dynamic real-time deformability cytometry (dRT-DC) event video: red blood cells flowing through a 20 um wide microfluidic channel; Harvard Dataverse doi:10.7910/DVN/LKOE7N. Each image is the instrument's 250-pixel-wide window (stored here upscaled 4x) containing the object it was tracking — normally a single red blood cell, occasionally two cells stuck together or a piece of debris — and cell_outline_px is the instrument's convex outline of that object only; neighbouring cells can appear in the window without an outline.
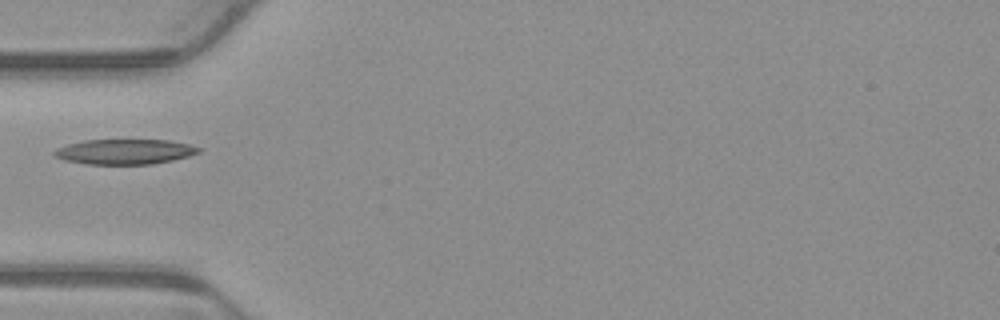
{"species": "common noctule bat (a hibernating species)", "species_latin": "Nyctalus noctula", "temperature_condition": "warm", "stored_images_in_passage": 1, "camera_frame_rate_fps": 3000, "um_per_image_px": 0.085, "animal": {"sex": "male", "body_mass_g": 23.1, "forearm_length_mm": 52.7}, "frame": {"image": 1, "passage_image": 1, "time_ms": 0.0, "image_size_px": [1000, 320], "cell_outline_px": [[204, 148], [200, 152], [188, 156], [172, 160], [152, 164], [88, 164], [64, 160], [52, 156], [52, 152], [56, 148], [68, 144], [84, 140], [168, 140], [188, 144]], "centroid_in_image_um": [10.59, 12.89], "position_along_channel_um": 74.4, "area_um2": 21.21}}